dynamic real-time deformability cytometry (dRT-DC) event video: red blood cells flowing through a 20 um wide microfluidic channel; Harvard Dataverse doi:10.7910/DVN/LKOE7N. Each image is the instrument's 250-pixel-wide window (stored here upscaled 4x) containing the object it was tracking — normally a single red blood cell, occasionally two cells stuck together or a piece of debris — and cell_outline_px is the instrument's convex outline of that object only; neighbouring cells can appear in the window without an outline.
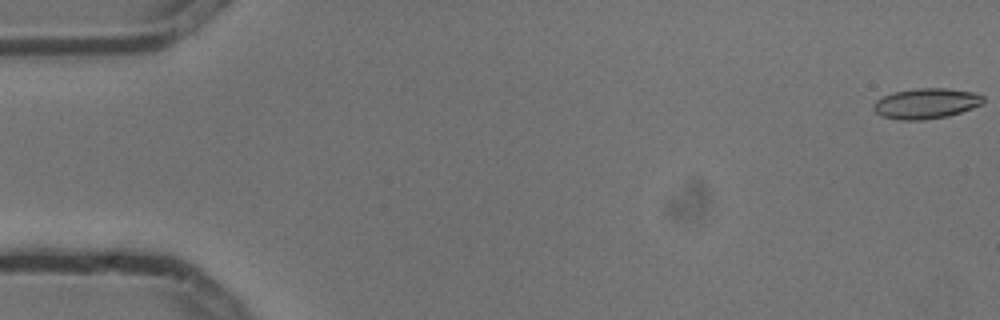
{"species": "common noctule bat (a hibernating species)", "species_latin": "Nyctalus noctula", "temperature_condition": "cold", "stored_images_in_passage": 8, "camera_frame_rate_fps": 3000, "um_per_image_px": 0.085, "animal": {"sex": "male", "body_mass_g": 13.3}, "frame": {"image": 1, "passage_image": 1, "time_ms": 0.0, "image_size_px": [1000, 320], "cell_outline_px": [[984, 100], [980, 104], [972, 108], [948, 116], [924, 120], [900, 120], [880, 116], [872, 108], [872, 104], [876, 100], [892, 92], [916, 88], [944, 88], [976, 92], [984, 96]], "centroid_in_image_um": [78.69, 8.79], "position_along_channel_um": 6.3, "area_um2": 19.59}}
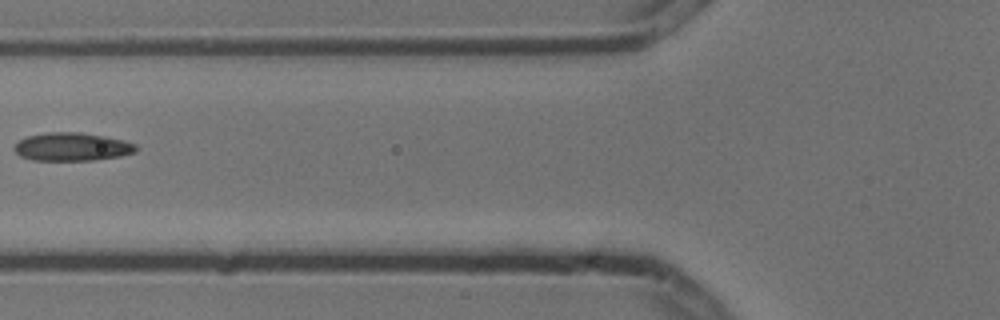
{"frame": {"image": 2, "passage_image": 7, "time_ms": 2.0, "image_size_px": [1000, 320], "cell_outline_px": [[136, 152], [120, 156], [92, 160], [32, 160], [20, 156], [12, 148], [20, 140], [28, 136], [44, 132], [80, 132], [104, 136], [124, 140], [136, 144]], "centroid_in_image_um": [6.11, 12.47], "position_along_channel_um": 119.7, "area_um2": 20.0}}
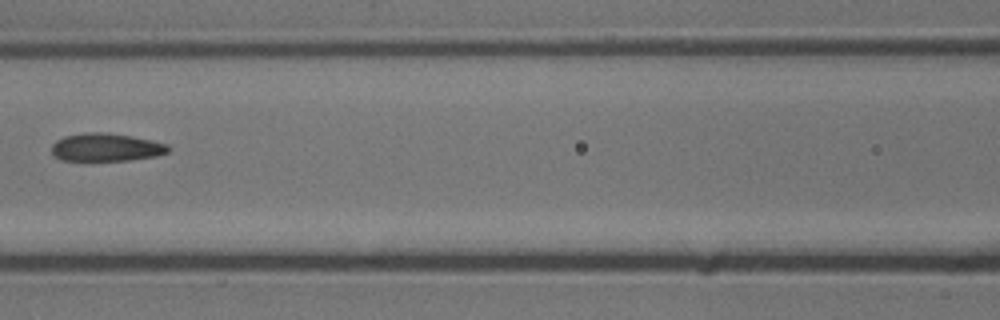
{"frame": {"image": 3, "passage_image": 8, "time_ms": 2.333, "image_size_px": [1000, 320], "cell_outline_px": [[172, 148], [168, 152], [156, 156], [128, 160], [60, 160], [52, 152], [52, 144], [56, 140], [64, 136], [84, 132], [108, 132], [132, 136], [152, 140], [168, 144]], "centroid_in_image_um": [9.04, 12.5], "position_along_channel_um": 157.6, "area_um2": 19.13}}